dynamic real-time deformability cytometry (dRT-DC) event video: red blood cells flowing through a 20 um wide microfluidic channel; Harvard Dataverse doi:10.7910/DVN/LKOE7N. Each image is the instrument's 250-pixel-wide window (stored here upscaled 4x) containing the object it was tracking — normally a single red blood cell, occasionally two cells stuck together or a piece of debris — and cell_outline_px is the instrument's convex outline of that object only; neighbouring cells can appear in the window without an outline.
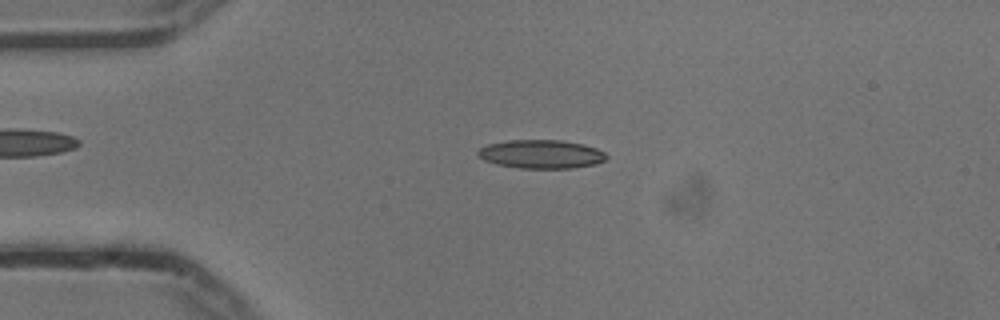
{"species": "common noctule bat (a hibernating species)", "species_latin": "Nyctalus noctula", "temperature_condition": "cold", "stored_images_in_passage": 54, "camera_frame_rate_fps": 3000, "um_per_image_px": 0.085, "animal": {"sex": "male", "body_mass_g": 13.3}, "frame": {"image": 1, "passage_image": 12, "time_ms": 3.667, "image_size_px": [1000, 320], "cell_outline_px": [[608, 156], [604, 160], [596, 164], [572, 168], [520, 168], [496, 164], [484, 160], [476, 156], [476, 152], [480, 148], [488, 144], [508, 140], [560, 140], [584, 144], [596, 148], [604, 152]], "centroid_in_image_um": [45.98, 13.1], "position_along_channel_um": 39.0, "area_um2": 21.5}}
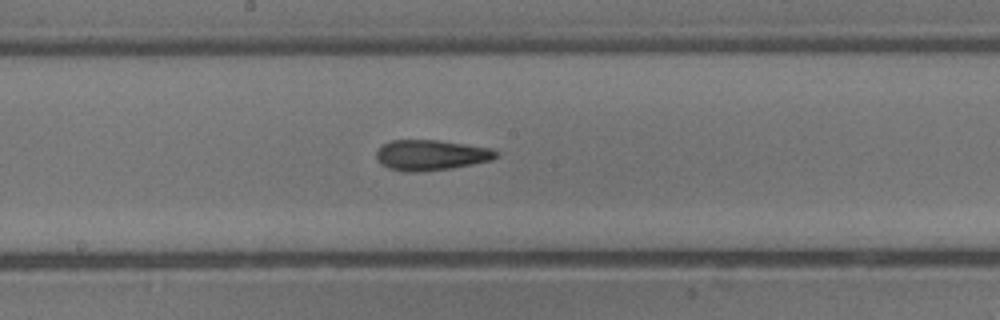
{"frame": {"image": 2, "passage_image": 28, "time_ms": 9.0, "image_size_px": [1000, 320], "cell_outline_px": [[496, 156], [492, 160], [452, 168], [416, 172], [404, 172], [388, 168], [380, 164], [376, 156], [376, 152], [384, 144], [392, 140], [436, 140], [492, 148], [496, 152]], "centroid_in_image_um": [36.6, 13.19], "position_along_channel_um": 211.6, "area_um2": 21.1}}
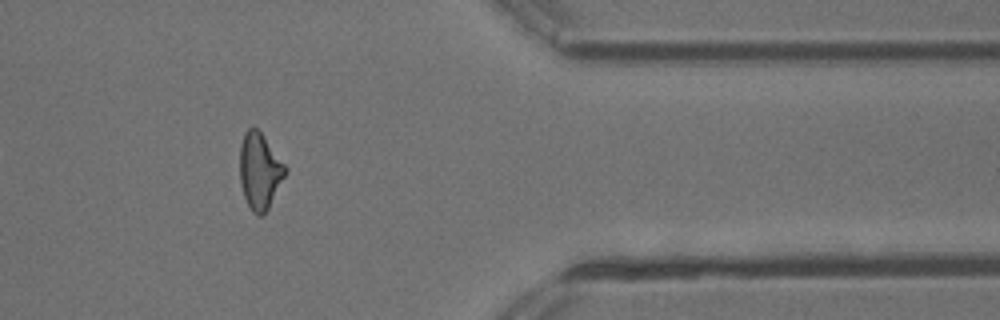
{"frame": {"image": 3, "passage_image": 44, "time_ms": 14.333, "image_size_px": [1000, 320], "cell_outline_px": [[288, 172], [268, 208], [260, 216], [252, 212], [244, 196], [240, 180], [240, 144], [244, 132], [252, 124], [260, 132], [288, 168]], "centroid_in_image_um": [22.08, 14.51], "position_along_channel_um": 389.3, "area_um2": 20.17}, "authors_computed_cell_mechanics": {"area_um2": 20.4034, "velocity_mm_per_s": 3.7533, "shape_relaxation_time_tau1_ms": null, "shape_relaxation_time_tau2_ms": 3.7008, "deformation_change_tau1": null, "deformation_change_tau2": 0.1405}}